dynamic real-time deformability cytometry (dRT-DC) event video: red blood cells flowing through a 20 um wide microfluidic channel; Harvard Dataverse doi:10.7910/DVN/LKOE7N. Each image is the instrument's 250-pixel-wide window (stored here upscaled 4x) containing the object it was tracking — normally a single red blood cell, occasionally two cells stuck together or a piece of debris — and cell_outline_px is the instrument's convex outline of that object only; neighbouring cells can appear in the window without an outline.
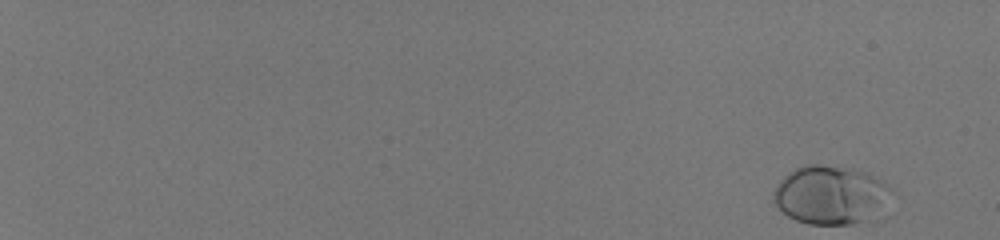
{"species": "human", "species_latin": "Homo sapiens", "temperature_condition": "room temperature", "stored_images_in_passage": 52, "camera_frame_rate_fps": 3000, "um_per_image_px": 0.085, "donor": {"sex": "male"}, "frame": {"image": 1, "passage_image": 1, "time_ms": 0.0, "image_size_px": [1000, 240], "cell_outline_px": [[888, 188], [860, 220], [852, 224], [808, 224], [796, 220], [788, 216], [776, 204], [772, 196], [772, 192], [780, 180], [788, 172], [804, 164], [820, 164], [852, 168], [864, 172], [880, 180]], "centroid_in_image_um": [70.32, 16.5], "position_along_channel_um": 14.7, "area_um2": 37.74}}
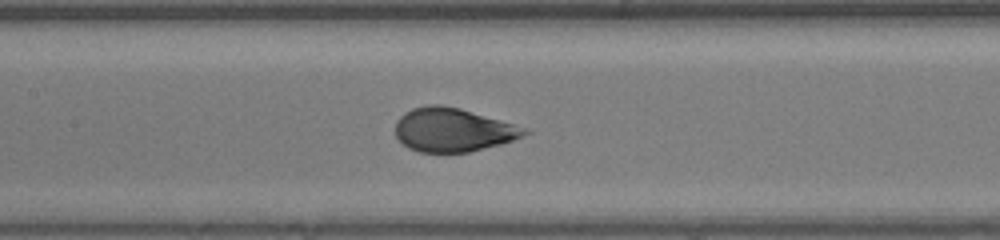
{"frame": {"image": 2, "passage_image": 30, "time_ms": 9.667, "image_size_px": [1000, 240], "cell_outline_px": [[532, 132], [512, 140], [500, 144], [468, 152], [420, 152], [408, 148], [396, 136], [396, 120], [404, 112], [412, 108], [428, 104], [440, 104], [460, 108], [528, 128]], "centroid_in_image_um": [38.49, 11.02], "position_along_channel_um": 168.9, "area_um2": 32.83}}
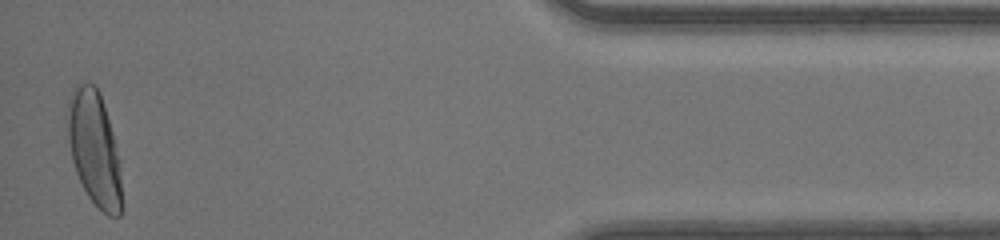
{"frame": {"image": 3, "passage_image": 52, "time_ms": 17.0, "image_size_px": [1000, 240], "cell_outline_px": [[124, 208], [120, 216], [108, 216], [88, 196], [76, 172], [72, 160], [68, 140], [68, 100], [72, 88], [80, 80], [96, 84], [100, 92], [116, 144], [120, 160], [124, 204]], "centroid_in_image_um": [8.05, 12.62], "position_along_channel_um": 427.1, "area_um2": 36.82}, "authors_computed_cell_mechanics": {"area_um2": 33.9864, "velocity_mm_per_s": 4.1767, "shape_relaxation_time_tau1_ms": 3.1638, "shape_relaxation_time_tau2_ms": null, "deformation_change_tau1": 0.1631, "deformation_change_tau2": null}}